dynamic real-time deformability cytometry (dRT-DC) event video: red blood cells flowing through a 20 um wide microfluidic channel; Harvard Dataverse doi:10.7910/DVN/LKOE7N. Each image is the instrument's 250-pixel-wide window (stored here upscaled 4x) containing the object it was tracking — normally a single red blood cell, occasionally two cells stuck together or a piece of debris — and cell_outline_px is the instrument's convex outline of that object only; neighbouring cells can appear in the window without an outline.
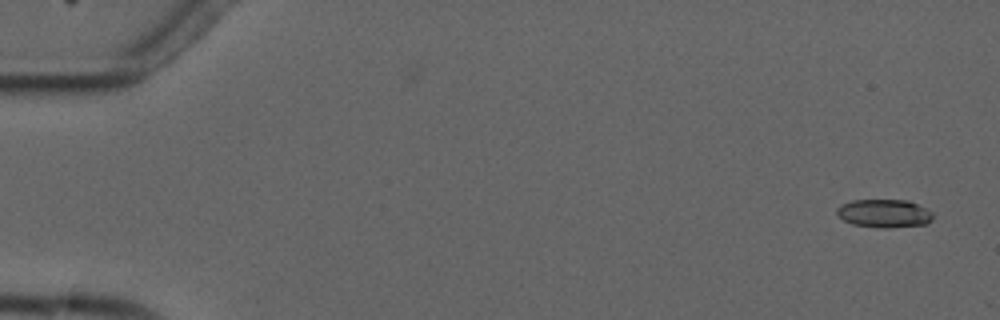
{"species": "common noctule bat (a hibernating species)", "species_latin": "Nyctalus noctula", "temperature_condition": "cold", "stored_images_in_passage": 4, "camera_frame_rate_fps": 3000, "um_per_image_px": 0.085, "animal": {"sex": "male", "forearm_length_mm": 52.5}, "frame": {"image": 1, "passage_image": 1, "time_ms": 0.0, "image_size_px": [1000, 320], "cell_outline_px": [[932, 220], [924, 224], [888, 228], [880, 228], [852, 224], [844, 220], [836, 212], [836, 208], [840, 204], [852, 200], [908, 200], [932, 212]], "centroid_in_image_um": [75.12, 18.14], "position_along_channel_um": 9.9, "area_um2": 15.72}}